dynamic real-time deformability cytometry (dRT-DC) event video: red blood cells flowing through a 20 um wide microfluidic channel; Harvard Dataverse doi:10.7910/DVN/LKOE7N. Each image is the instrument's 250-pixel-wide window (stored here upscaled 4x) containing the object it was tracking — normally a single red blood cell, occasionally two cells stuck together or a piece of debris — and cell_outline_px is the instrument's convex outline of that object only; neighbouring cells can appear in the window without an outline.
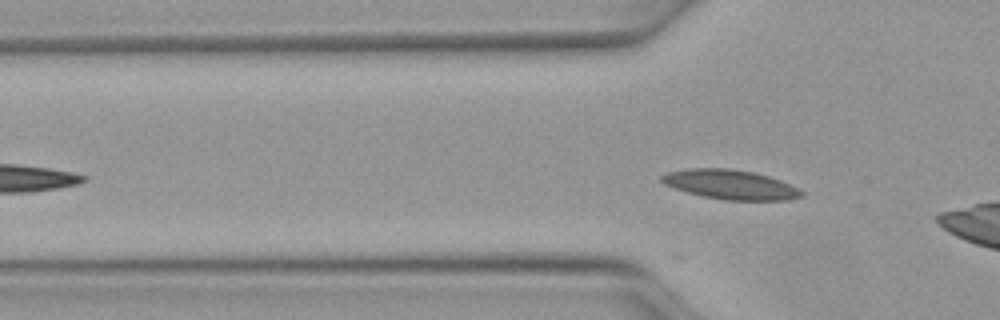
{"species": "Egyptian fruit bat (a non-hibernating species)", "species_latin": "Rousettus aegyptiacus", "temperature_condition": "warm", "stored_images_in_passage": 26, "camera_frame_rate_fps": 3000, "um_per_image_px": 0.085, "animal": {"sex": "female"}, "frame": {"image": 1, "passage_image": 2, "time_ms": 0.333, "image_size_px": [1000, 320], "cell_outline_px": [[804, 196], [788, 200], [724, 200], [704, 196], [672, 188], [664, 184], [660, 180], [660, 176], [668, 172], [688, 168], [728, 168], [752, 172], [768, 176], [780, 180], [804, 192]], "centroid_in_image_um": [62.05, 15.69], "position_along_channel_um": 63.7, "area_um2": 23.93}}
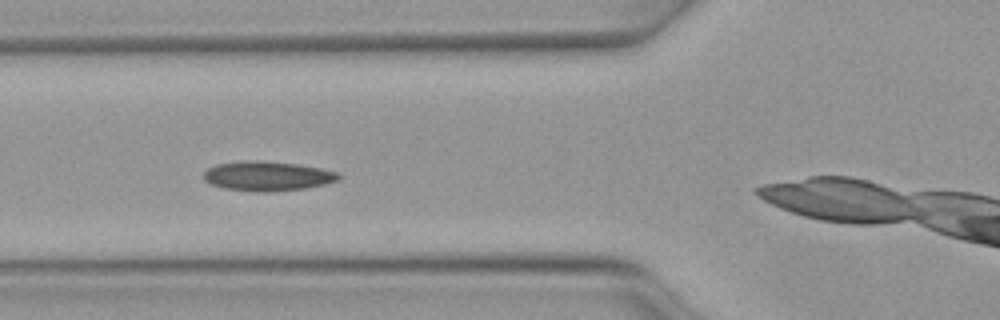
{"frame": {"image": 2, "passage_image": 5, "time_ms": 1.333, "image_size_px": [1000, 320], "cell_outline_px": [[340, 180], [324, 184], [304, 188], [272, 192], [256, 192], [224, 188], [212, 184], [204, 180], [204, 172], [208, 168], [216, 164], [244, 160], [256, 160], [296, 164], [320, 168], [340, 172]], "centroid_in_image_um": [22.74, 14.96], "position_along_channel_um": 103.1, "area_um2": 23.29}}
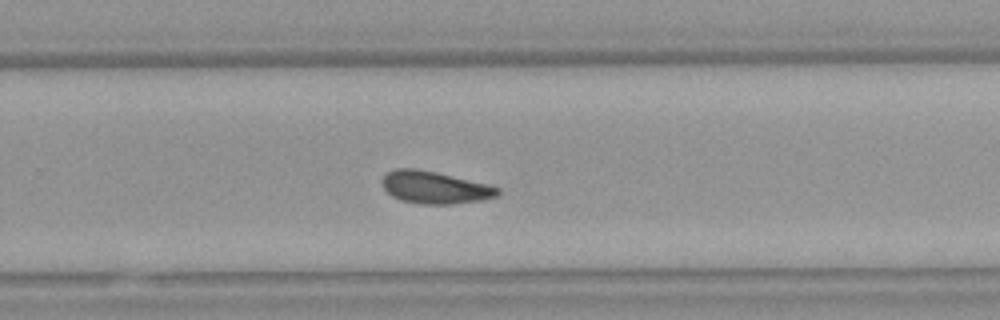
{"frame": {"image": 3, "passage_image": 19, "time_ms": 6.0, "image_size_px": [1000, 320], "cell_outline_px": [[500, 192], [496, 196], [480, 200], [452, 204], [420, 204], [400, 200], [392, 196], [380, 184], [384, 176], [388, 172], [396, 168], [416, 168], [436, 172], [488, 184], [500, 188]], "centroid_in_image_um": [36.93, 15.93], "position_along_channel_um": 292.9, "area_um2": 21.73}, "authors_computed_cell_mechanics": {"area_um2": 21.6461, "velocity_mm_per_s": 4.0849, "shape_relaxation_time_tau1_ms": 6.3757, "shape_relaxation_time_tau2_ms": 8.1125, "deformation_change_tau1": 0.134, "deformation_change_tau2": 0.1329}}